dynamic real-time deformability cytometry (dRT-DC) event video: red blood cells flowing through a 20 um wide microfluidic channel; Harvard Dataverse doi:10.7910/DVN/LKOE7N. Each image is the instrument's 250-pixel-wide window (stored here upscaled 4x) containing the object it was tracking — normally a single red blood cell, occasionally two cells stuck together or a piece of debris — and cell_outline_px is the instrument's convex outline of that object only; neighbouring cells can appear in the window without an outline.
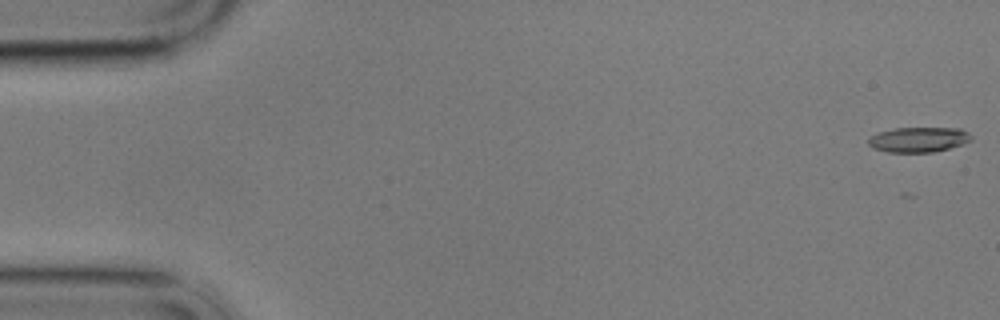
{"species": "common noctule bat (a hibernating species)", "species_latin": "Nyctalus noctula", "temperature_condition": "cold", "stored_images_in_passage": 26, "camera_frame_rate_fps": 3000, "um_per_image_px": 0.085, "animal": {"sex": "male", "body_mass_g": 17.9}, "frame": {"image": 1, "passage_image": 1, "time_ms": 0.0, "image_size_px": [1000, 320], "cell_outline_px": [[972, 140], [964, 144], [932, 152], [888, 152], [872, 148], [868, 144], [868, 140], [872, 136], [880, 132], [896, 128], [960, 128], [968, 132], [972, 136]], "centroid_in_image_um": [78.11, 11.86], "position_along_channel_um": 6.9, "area_um2": 14.97}}
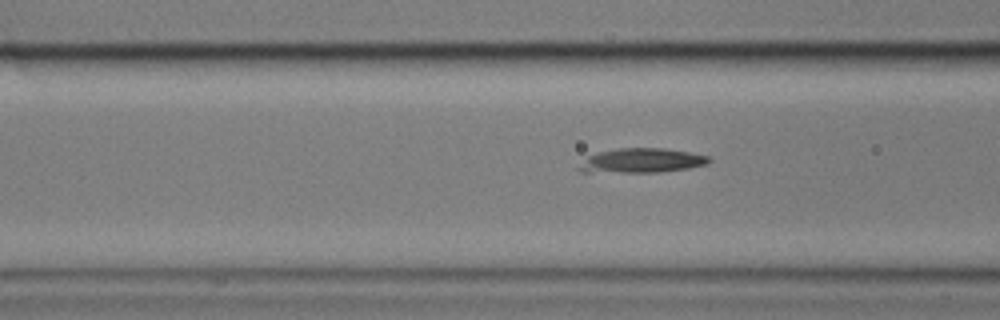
{"frame": {"image": 2, "passage_image": 22, "time_ms": 7.0, "image_size_px": [1000, 320], "cell_outline_px": [[712, 160], [708, 164], [688, 168], [660, 172], [580, 172], [576, 168], [588, 156], [596, 152], [616, 148], [664, 148], [688, 152], [708, 156]], "centroid_in_image_um": [54.51, 13.65], "position_along_channel_um": 112.1, "area_um2": 18.61}}
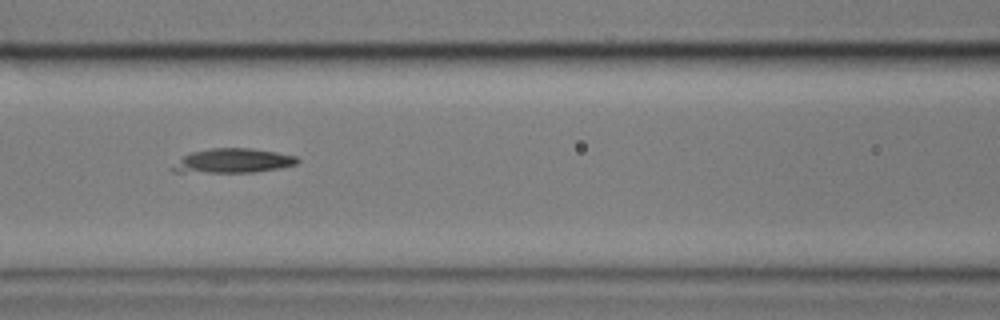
{"frame": {"image": 3, "passage_image": 25, "time_ms": 8.0, "image_size_px": [1000, 320], "cell_outline_px": [[300, 160], [296, 164], [280, 168], [256, 172], [172, 172], [168, 168], [184, 156], [192, 152], [212, 148], [248, 148], [276, 152], [296, 156]], "centroid_in_image_um": [19.79, 13.67], "position_along_channel_um": 146.8, "area_um2": 17.69}}